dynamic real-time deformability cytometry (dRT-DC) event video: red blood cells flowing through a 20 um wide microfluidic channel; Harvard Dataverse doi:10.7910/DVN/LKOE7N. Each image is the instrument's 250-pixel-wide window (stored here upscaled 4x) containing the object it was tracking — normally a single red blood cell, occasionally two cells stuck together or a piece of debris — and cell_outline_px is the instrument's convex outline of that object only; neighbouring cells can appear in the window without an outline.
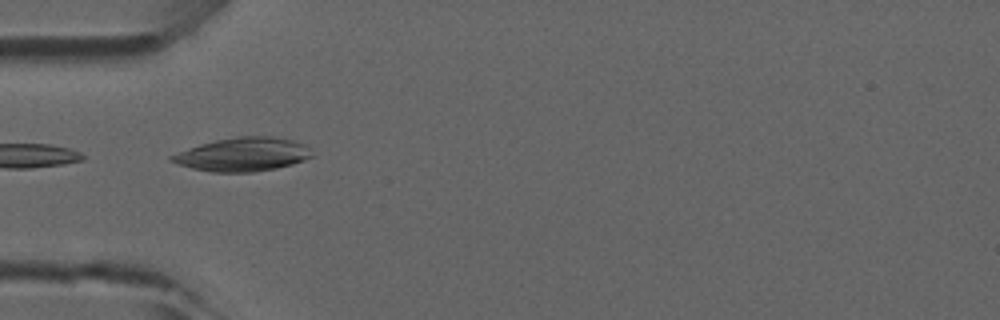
{"species": "common noctule bat (a hibernating species)", "species_latin": "Nyctalus noctula", "temperature_condition": "room temperature", "stored_images_in_passage": 3, "camera_frame_rate_fps": 3000, "um_per_image_px": 0.085, "animal": {"sex": "male", "forearm_length_mm": 52.5}, "frame": {"image": 1, "passage_image": 1, "time_ms": 0.0, "image_size_px": [1000, 320], "cell_outline_px": [[312, 156], [304, 160], [292, 164], [276, 168], [252, 172], [212, 172], [192, 168], [168, 160], [168, 156], [200, 144], [216, 140], [236, 136], [272, 136], [292, 140], [304, 144], [308, 148]], "centroid_in_image_um": [20.63, 13.12], "position_along_channel_um": 64.4, "area_um2": 27.28}}